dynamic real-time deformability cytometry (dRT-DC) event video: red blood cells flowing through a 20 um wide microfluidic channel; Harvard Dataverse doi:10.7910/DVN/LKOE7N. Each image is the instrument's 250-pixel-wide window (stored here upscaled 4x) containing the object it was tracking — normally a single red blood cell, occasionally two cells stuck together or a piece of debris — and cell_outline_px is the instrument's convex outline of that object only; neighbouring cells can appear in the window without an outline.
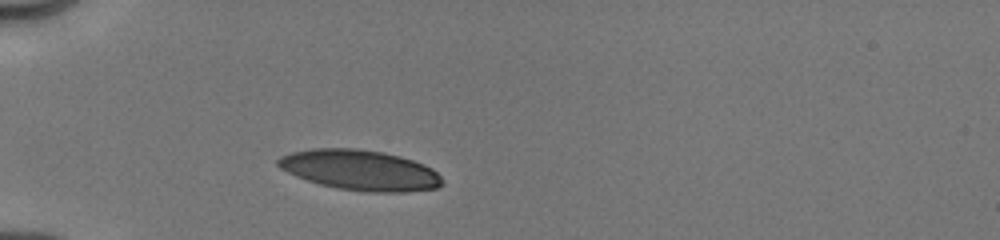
{"species": "human", "species_latin": "Homo sapiens", "temperature_condition": "cold", "stored_images_in_passage": 19, "camera_frame_rate_fps": 3000, "um_per_image_px": 0.085, "donor": {"sex": "male"}, "frame": {"image": 1, "passage_image": 1, "time_ms": 0.0, "image_size_px": [1000, 240], "cell_outline_px": [[444, 184], [436, 188], [408, 192], [368, 192], [336, 188], [320, 184], [296, 176], [280, 168], [276, 164], [276, 160], [280, 156], [292, 152], [312, 148], [356, 148], [384, 152], [400, 156], [424, 164], [432, 168], [444, 180]], "centroid_in_image_um": [30.62, 14.46], "position_along_channel_um": 54.4, "area_um2": 38.78}}
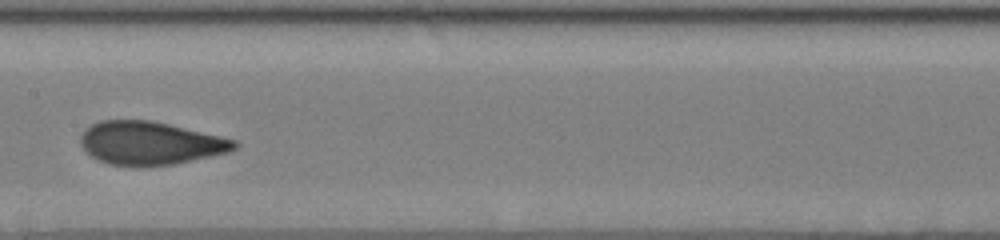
{"frame": {"image": 2, "passage_image": 12, "time_ms": 4.0, "image_size_px": [1000, 240], "cell_outline_px": [[240, 144], [236, 148], [228, 152], [172, 164], [108, 164], [92, 156], [80, 144], [80, 136], [84, 128], [100, 120], [152, 120], [220, 136], [236, 140]], "centroid_in_image_um": [12.75, 12.13], "position_along_channel_um": 194.6, "area_um2": 37.97}}
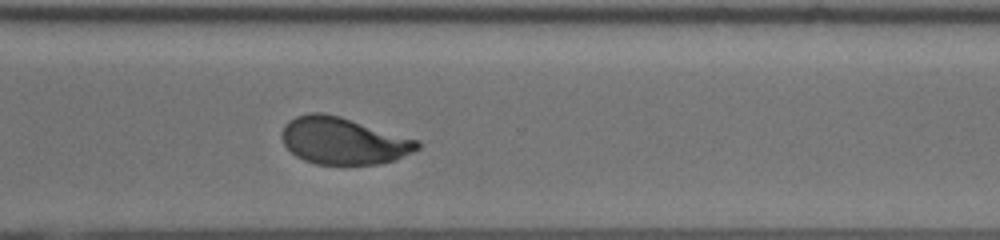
{"frame": {"image": 3, "passage_image": 19, "time_ms": 7.667, "image_size_px": [1000, 240], "cell_outline_px": [[420, 148], [396, 160], [380, 164], [316, 164], [304, 160], [296, 156], [284, 144], [280, 136], [280, 132], [284, 124], [288, 120], [296, 116], [312, 112], [324, 112], [340, 116], [420, 140]], "centroid_in_image_um": [29.17, 11.96], "position_along_channel_um": 341.4, "area_um2": 37.4}}